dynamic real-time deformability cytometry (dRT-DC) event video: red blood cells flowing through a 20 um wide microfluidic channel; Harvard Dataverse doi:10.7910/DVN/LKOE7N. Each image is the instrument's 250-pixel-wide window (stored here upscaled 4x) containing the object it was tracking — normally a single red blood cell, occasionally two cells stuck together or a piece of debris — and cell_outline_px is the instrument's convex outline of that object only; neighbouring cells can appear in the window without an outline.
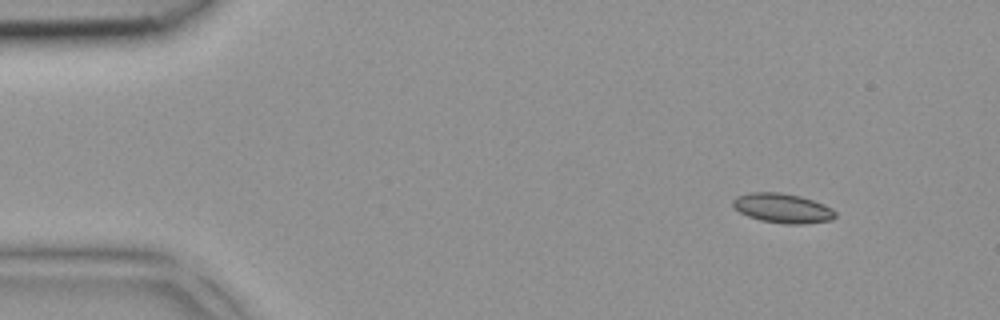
{"species": "common noctule bat (a hibernating species)", "species_latin": "Nyctalus noctula", "temperature_condition": "room temperature", "stored_images_in_passage": 4, "segment_of_instrument_passage": [2, 2], "camera_frame_rate_fps": 3000, "um_per_image_px": 0.085, "animal": {"sex": "female", "body_mass_g": 18.4}, "frame": {"image": 1, "passage_image": 4, "time_ms": 1.0, "image_size_px": [1000, 320], "cell_outline_px": [[836, 216], [832, 220], [804, 224], [784, 224], [760, 220], [748, 216], [740, 212], [732, 204], [732, 200], [736, 196], [748, 192], [780, 192], [800, 196], [824, 204], [832, 208], [836, 212]], "centroid_in_image_um": [66.52, 17.69], "position_along_channel_um": 18.5, "area_um2": 17.74}}